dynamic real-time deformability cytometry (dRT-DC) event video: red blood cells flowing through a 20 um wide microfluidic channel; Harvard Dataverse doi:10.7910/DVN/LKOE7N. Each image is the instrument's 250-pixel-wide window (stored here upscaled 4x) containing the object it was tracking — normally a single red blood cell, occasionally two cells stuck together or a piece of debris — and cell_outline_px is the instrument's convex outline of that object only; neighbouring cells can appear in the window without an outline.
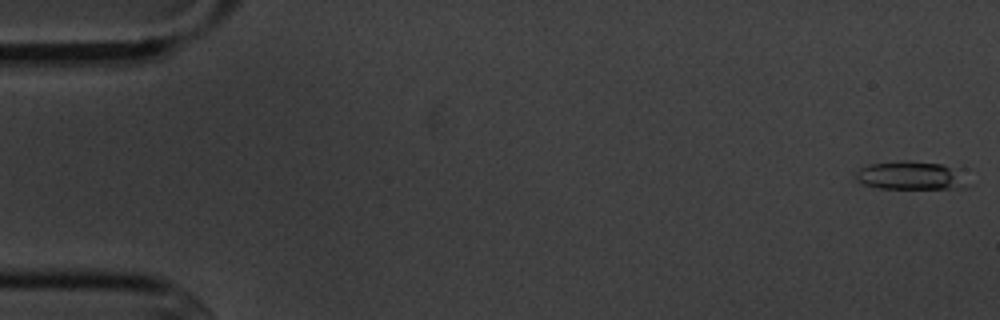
{"species": "common noctule bat (a hibernating species)", "species_latin": "Nyctalus noctula", "temperature_condition": "cold", "stored_images_in_passage": 3, "camera_frame_rate_fps": 3000, "um_per_image_px": 0.085, "animal": {"sex": "male", "body_mass_g": 20.1, "forearm_length_mm": 53.5}, "frame": {"image": 1, "passage_image": 1, "time_ms": 0.0, "image_size_px": [1000, 320], "cell_outline_px": [[968, 188], [880, 188], [864, 184], [856, 180], [856, 172], [860, 168], [868, 164], [904, 160], [908, 160], [940, 164], [948, 168]], "centroid_in_image_um": [77.2, 14.92], "position_along_channel_um": 7.8, "area_um2": 17.51}}